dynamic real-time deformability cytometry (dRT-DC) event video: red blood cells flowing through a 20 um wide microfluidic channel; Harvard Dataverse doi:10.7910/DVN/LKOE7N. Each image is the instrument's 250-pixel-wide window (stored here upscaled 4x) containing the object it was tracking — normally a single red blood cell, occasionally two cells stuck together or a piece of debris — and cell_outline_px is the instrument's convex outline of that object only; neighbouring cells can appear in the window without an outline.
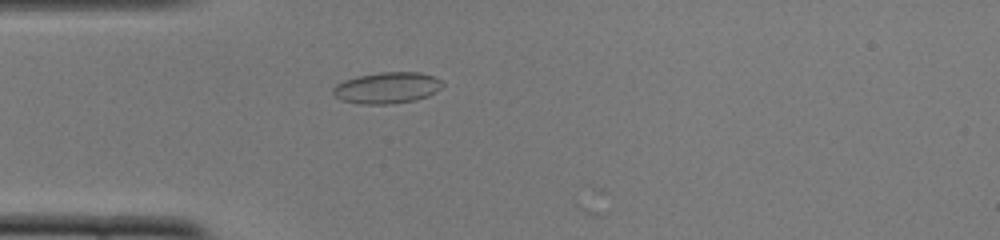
{"species": "common noctule bat (a hibernating species)", "species_latin": "Nyctalus noctula", "temperature_condition": "cold", "stored_images_in_passage": 38, "camera_frame_rate_fps": 3000, "um_per_image_px": 0.085, "animal": {"sex": "female", "body_mass_g": 22.0, "forearm_length_mm": 56.7}, "frame": {"image": 1, "passage_image": 1, "time_ms": 0.0, "image_size_px": [1000, 240], "cell_outline_px": [[444, 84], [436, 92], [428, 96], [416, 100], [388, 104], [360, 104], [340, 100], [332, 92], [332, 88], [336, 84], [344, 80], [356, 76], [380, 72], [420, 72], [432, 76], [440, 80]], "centroid_in_image_um": [32.88, 7.46], "position_along_channel_um": 52.1, "area_um2": 20.06}}
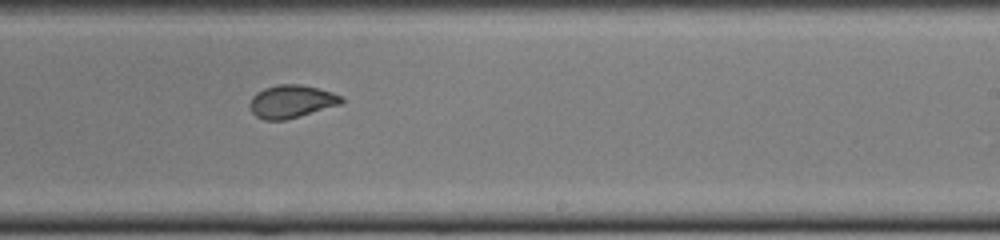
{"frame": {"image": 2, "passage_image": 18, "time_ms": 5.667, "image_size_px": [1000, 240], "cell_outline_px": [[344, 100], [340, 104], [300, 116], [284, 120], [264, 120], [256, 116], [252, 112], [248, 104], [252, 96], [256, 92], [264, 88], [276, 84], [300, 84], [332, 92], [340, 96]], "centroid_in_image_um": [24.72, 8.62], "position_along_channel_um": 264.3, "area_um2": 17.51}}
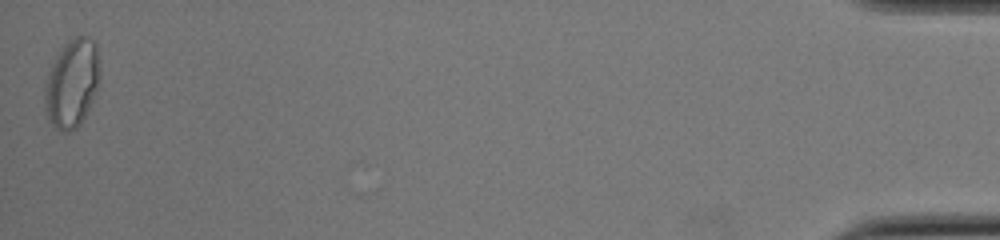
{"frame": {"image": 3, "passage_image": 38, "time_ms": 12.333, "image_size_px": [1000, 240], "cell_outline_px": [[100, 80], [96, 92], [80, 124], [76, 128], [68, 132], [60, 132], [48, 120], [44, 108], [44, 88], [48, 72], [56, 52], [68, 40], [76, 36], [88, 36], [96, 44], [100, 72]], "centroid_in_image_um": [6.09, 7.07], "position_along_channel_um": 429.1, "area_um2": 28.78}, "authors_computed_cell_mechanics": {"area_um2": 18.2937, "velocity_mm_per_s": 3.8704, "shape_relaxation_time_tau1_ms": null, "shape_relaxation_time_tau2_ms": 1.1232, "deformation_change_tau1": null, "deformation_change_tau2": 0.0562}}